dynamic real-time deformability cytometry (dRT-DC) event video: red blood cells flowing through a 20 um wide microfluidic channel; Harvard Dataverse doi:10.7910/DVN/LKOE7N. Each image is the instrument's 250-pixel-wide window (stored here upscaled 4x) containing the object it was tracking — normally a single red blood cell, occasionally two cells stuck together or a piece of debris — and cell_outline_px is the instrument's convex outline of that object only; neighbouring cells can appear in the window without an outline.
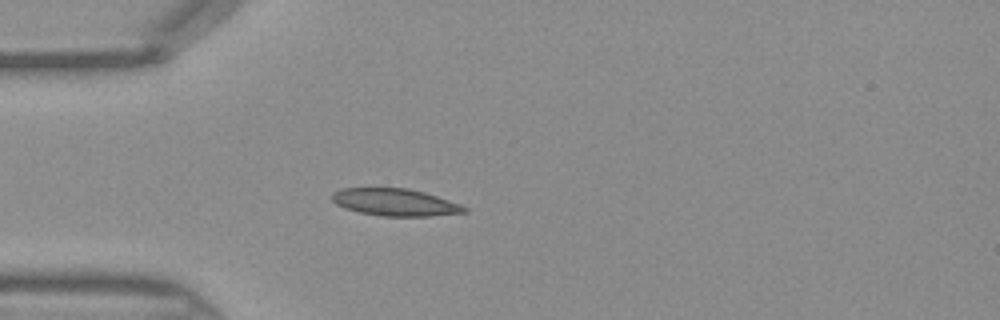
{"species": "Egyptian fruit bat (a non-hibernating species)", "species_latin": "Rousettus aegyptiacus", "temperature_condition": "warm", "stored_images_in_passage": 44, "camera_frame_rate_fps": 3000, "um_per_image_px": 0.085, "frame": {"image": 1, "passage_image": 12, "time_ms": 3.667, "image_size_px": [1000, 320], "cell_outline_px": [[468, 212], [432, 216], [384, 216], [360, 212], [344, 208], [336, 204], [332, 200], [332, 192], [344, 188], [408, 188], [424, 192], [460, 204], [468, 208]], "centroid_in_image_um": [33.59, 17.19], "position_along_channel_um": 51.4, "area_um2": 20.92}}
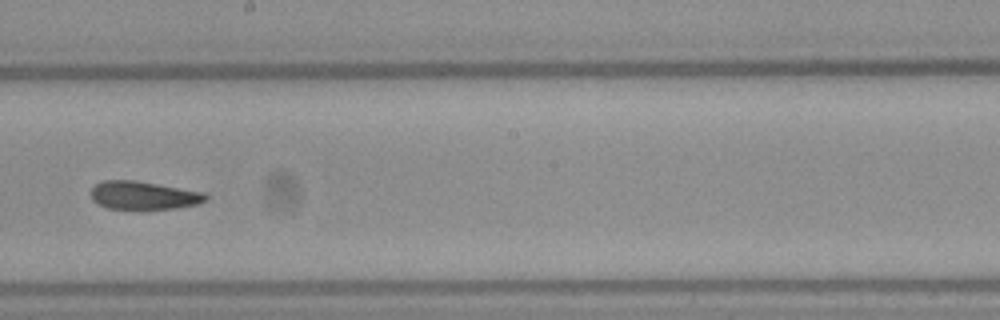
{"frame": {"image": 2, "passage_image": 25, "time_ms": 8.0, "image_size_px": [1000, 320], "cell_outline_px": [[208, 200], [196, 204], [176, 208], [108, 208], [92, 200], [92, 188], [96, 184], [104, 180], [136, 180], [204, 192], [208, 196]], "centroid_in_image_um": [12.23, 16.59], "position_along_channel_um": 236.0, "area_um2": 18.55}}
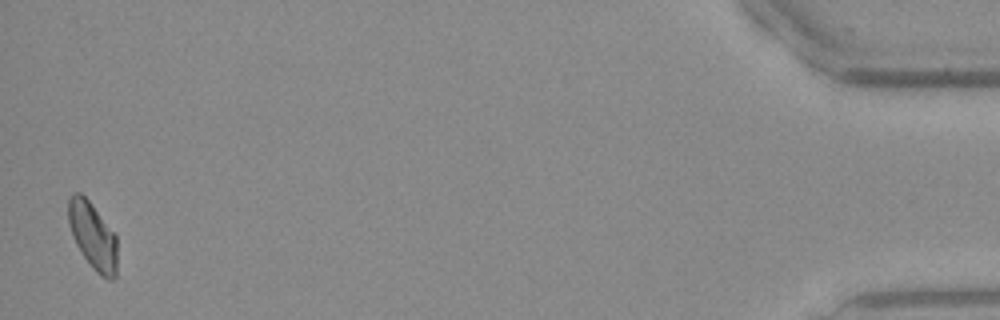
{"frame": {"image": 3, "passage_image": 44, "time_ms": 14.333, "image_size_px": [1000, 320], "cell_outline_px": [[116, 276], [112, 280], [108, 280], [100, 276], [92, 268], [76, 244], [72, 236], [68, 220], [68, 196], [72, 192], [80, 192], [88, 200], [116, 236]], "centroid_in_image_um": [7.86, 20.05], "position_along_channel_um": 427.3, "area_um2": 18.9}}